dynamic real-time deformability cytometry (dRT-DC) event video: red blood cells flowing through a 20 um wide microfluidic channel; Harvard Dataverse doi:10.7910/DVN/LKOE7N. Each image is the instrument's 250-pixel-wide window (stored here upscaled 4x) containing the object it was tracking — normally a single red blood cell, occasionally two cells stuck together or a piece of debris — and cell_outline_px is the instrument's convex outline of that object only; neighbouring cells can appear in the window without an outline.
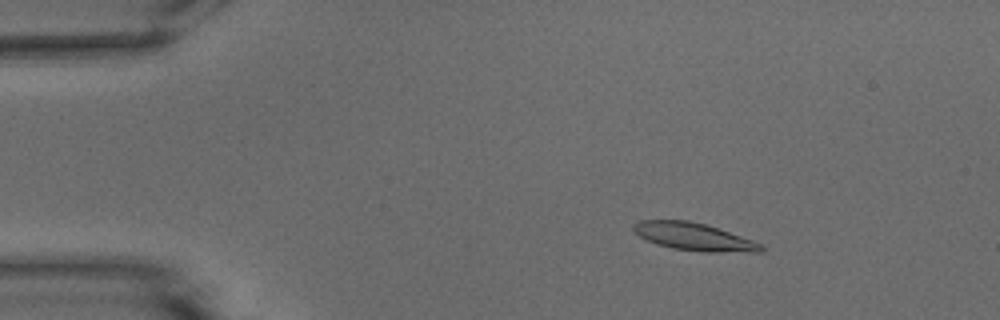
{"species": "common noctule bat (a hibernating species)", "species_latin": "Nyctalus noctula", "temperature_condition": "warm", "stored_images_in_passage": 54, "camera_frame_rate_fps": 3000, "um_per_image_px": 0.085, "animal": {"sex": "male", "body_mass_g": 15.6}, "frame": {"image": 1, "passage_image": 9, "time_ms": 2.667, "image_size_px": [1000, 320], "cell_outline_px": [[764, 248], [760, 252], [704, 252], [672, 248], [656, 244], [640, 236], [632, 228], [632, 224], [640, 220], [688, 220], [704, 224], [752, 240], [760, 244]], "centroid_in_image_um": [58.94, 20.12], "position_along_channel_um": 26.1, "area_um2": 20.23}}
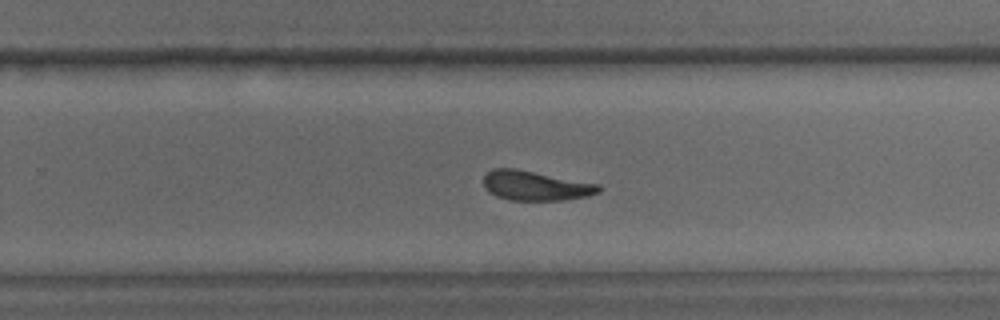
{"frame": {"image": 2, "passage_image": 35, "time_ms": 11.333, "image_size_px": [1000, 320], "cell_outline_px": [[600, 192], [588, 196], [564, 200], [508, 200], [496, 196], [488, 192], [484, 188], [484, 176], [492, 168], [516, 168], [600, 184]], "centroid_in_image_um": [45.51, 15.78], "position_along_channel_um": 284.3, "area_um2": 20.06}}
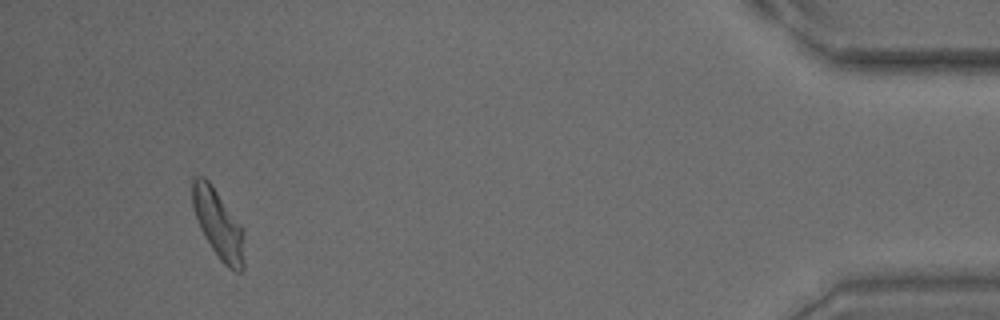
{"frame": {"image": 3, "passage_image": 51, "time_ms": 16.667, "image_size_px": [1000, 320], "cell_outline_px": [[244, 272], [236, 272], [228, 268], [220, 260], [204, 236], [200, 228], [192, 204], [192, 180], [196, 176], [204, 176], [208, 180], [240, 224], [244, 232]], "centroid_in_image_um": [18.57, 19.09], "position_along_channel_um": 416.6, "area_um2": 20.69}, "authors_computed_cell_mechanics": {"area_um2": 20.23, "velocity_mm_per_s": 3.7625, "shape_relaxation_time_tau1_ms": 5.2094, "shape_relaxation_time_tau2_ms": 3.7171, "deformation_change_tau1": 0.1777, "deformation_change_tau2": 0.116}}